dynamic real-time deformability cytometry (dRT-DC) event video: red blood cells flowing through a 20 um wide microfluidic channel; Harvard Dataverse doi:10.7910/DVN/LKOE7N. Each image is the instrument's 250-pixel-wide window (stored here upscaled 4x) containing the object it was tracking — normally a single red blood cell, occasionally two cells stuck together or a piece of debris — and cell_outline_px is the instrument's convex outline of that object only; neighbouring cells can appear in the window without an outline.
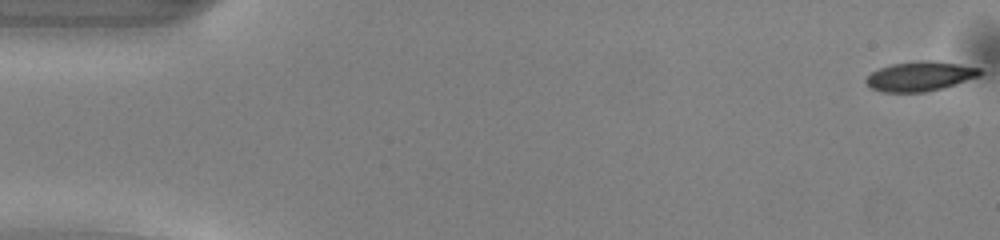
{"species": "common noctule bat (a hibernating species)", "species_latin": "Nyctalus noctula", "temperature_condition": "warm", "stored_images_in_passage": 10, "camera_frame_rate_fps": 3000, "um_per_image_px": 0.085, "animal": {"sex": "male", "body_mass_g": 13.0, "forearm_length_mm": 53.1}, "frame": {"image": 1, "passage_image": 1, "time_ms": 0.0, "image_size_px": [1000, 240], "cell_outline_px": [[984, 72], [980, 76], [940, 88], [924, 92], [884, 92], [872, 88], [864, 80], [872, 72], [880, 68], [892, 64], [920, 60], [932, 60], [960, 64], [980, 68]], "centroid_in_image_um": [78.22, 6.47], "position_along_channel_um": 6.8, "area_um2": 19.48}}